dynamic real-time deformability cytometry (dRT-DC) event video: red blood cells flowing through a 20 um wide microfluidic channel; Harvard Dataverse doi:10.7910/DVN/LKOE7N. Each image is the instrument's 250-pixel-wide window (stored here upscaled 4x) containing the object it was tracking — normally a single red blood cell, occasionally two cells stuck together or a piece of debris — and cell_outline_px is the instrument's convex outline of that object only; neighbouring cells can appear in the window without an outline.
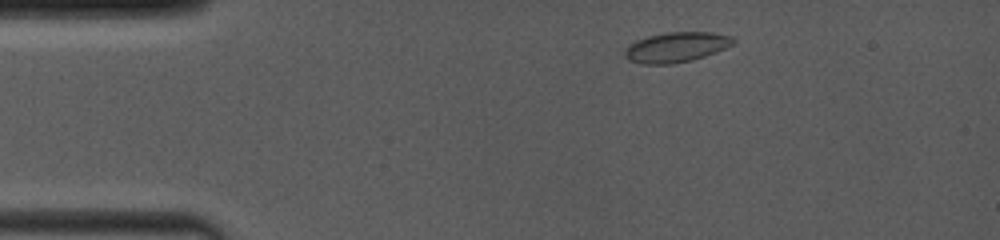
{"species": "common noctule bat (a hibernating species)", "species_latin": "Nyctalus noctula", "temperature_condition": "room temperature", "stored_images_in_passage": 34, "camera_frame_rate_fps": 4000, "um_per_image_px": 0.085, "animal": {"sex": "female", "body_mass_g": 19.0, "forearm_length_mm": 53.3}, "frame": {"image": 1, "passage_image": 3, "time_ms": 1.0, "image_size_px": [1000, 240], "cell_outline_px": [[736, 40], [732, 44], [716, 52], [692, 60], [672, 64], [644, 64], [628, 60], [624, 56], [624, 48], [628, 44], [636, 40], [648, 36], [668, 32], [712, 32], [732, 36]], "centroid_in_image_um": [57.44, 4.01], "position_along_channel_um": 27.6, "area_um2": 19.07}}
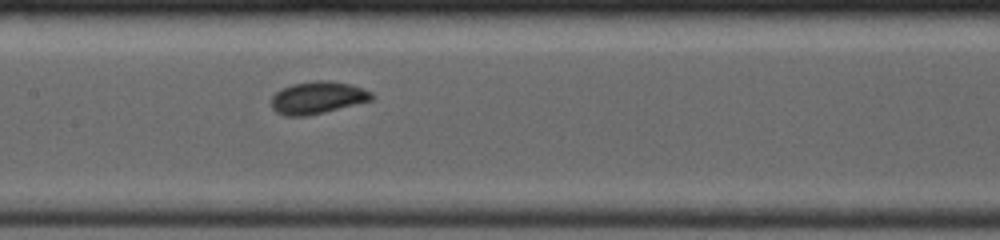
{"frame": {"image": 2, "passage_image": 16, "time_ms": 6.25, "image_size_px": [1000, 240], "cell_outline_px": [[376, 96], [372, 100], [308, 116], [284, 116], [276, 112], [272, 108], [272, 96], [280, 88], [292, 84], [316, 80], [324, 80], [352, 84], [372, 92]], "centroid_in_image_um": [26.99, 8.3], "position_along_channel_um": 180.4, "area_um2": 19.02}}
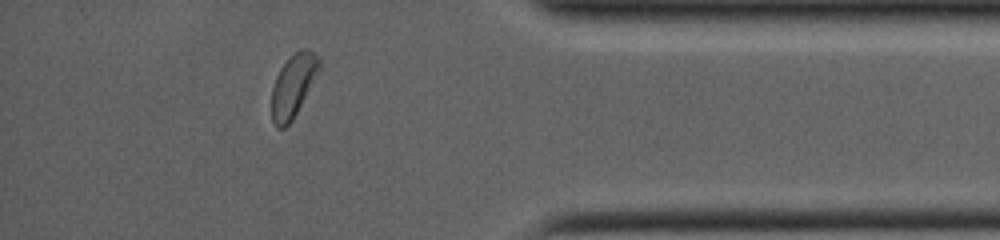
{"frame": {"image": 3, "passage_image": 30, "time_ms": 12.25, "image_size_px": [1000, 240], "cell_outline_px": [[320, 68], [292, 120], [284, 128], [276, 128], [272, 120], [272, 88], [276, 76], [280, 68], [300, 48], [308, 48], [320, 56]], "centroid_in_image_um": [24.92, 7.25], "position_along_channel_um": 410.3, "area_um2": 17.05}, "authors_computed_cell_mechanics": {"area_um2": 18.1203, "velocity_mm_per_s": 4.0779, "shape_relaxation_time_tau1_ms": 3.5797, "shape_relaxation_time_tau2_ms": 3.3247, "deformation_change_tau1": 0.073, "deformation_change_tau2": 0.0631}}